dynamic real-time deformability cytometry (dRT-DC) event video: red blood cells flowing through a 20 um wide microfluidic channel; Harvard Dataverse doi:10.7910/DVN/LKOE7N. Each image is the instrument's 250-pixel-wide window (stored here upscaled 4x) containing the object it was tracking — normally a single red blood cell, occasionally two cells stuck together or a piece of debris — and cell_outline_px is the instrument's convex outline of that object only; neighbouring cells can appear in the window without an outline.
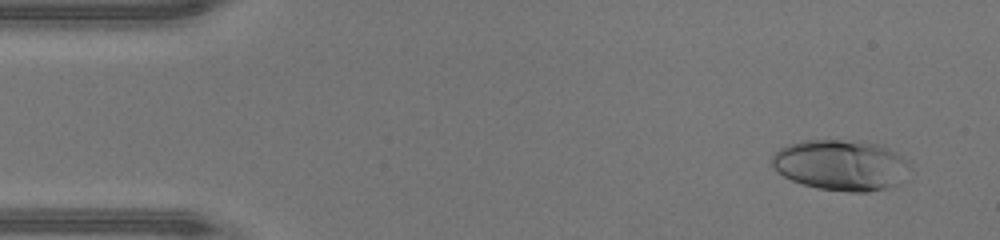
{"species": "human", "species_latin": "Homo sapiens", "temperature_condition": "warm", "stored_images_in_passage": 47, "camera_frame_rate_fps": 3000, "um_per_image_px": 0.085, "donor": {"sex": "male"}, "frame": {"image": 1, "passage_image": 3, "time_ms": 0.667, "image_size_px": [1000, 240], "cell_outline_px": [[908, 164], [900, 184], [868, 192], [848, 192], [820, 188], [804, 184], [792, 180], [776, 172], [772, 168], [772, 156], [780, 148], [788, 144], [804, 140], [860, 140], [876, 144], [888, 148], [908, 160]], "centroid_in_image_um": [71.44, 14.02], "position_along_channel_um": 13.6, "area_um2": 40.63}}
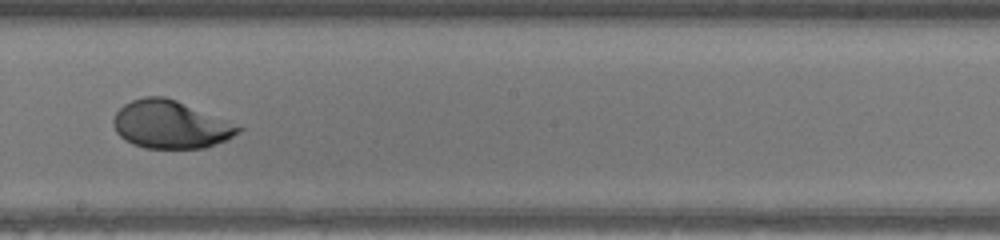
{"frame": {"image": 2, "passage_image": 26, "time_ms": 8.333, "image_size_px": [1000, 240], "cell_outline_px": [[244, 128], [240, 132], [224, 140], [204, 148], [144, 148], [132, 144], [124, 140], [116, 132], [112, 124], [112, 120], [116, 112], [124, 104], [132, 100], [144, 96], [164, 96], [176, 100], [244, 124]], "centroid_in_image_um": [14.54, 10.57], "position_along_channel_um": 233.7, "area_um2": 35.49}}
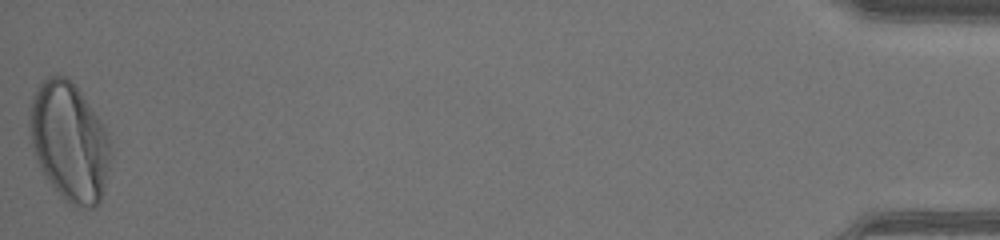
{"frame": {"image": 3, "passage_image": 47, "time_ms": 15.333, "image_size_px": [1000, 240], "cell_outline_px": [[108, 168], [104, 192], [100, 204], [92, 208], [76, 208], [68, 204], [52, 188], [44, 176], [36, 160], [32, 144], [28, 124], [28, 104], [36, 88], [48, 76], [64, 76], [80, 92], [100, 120], [108, 136]], "centroid_in_image_um": [5.84, 12.11], "position_along_channel_um": 429.4, "area_um2": 56.07}, "authors_computed_cell_mechanics": {"area_um2": 36.8186, "velocity_mm_per_s": 4.3307, "shape_relaxation_time_tau1_ms": 3.4162, "shape_relaxation_time_tau2_ms": 0.7403, "deformation_change_tau1": 0.2156, "deformation_change_tau2": 0.0363}}